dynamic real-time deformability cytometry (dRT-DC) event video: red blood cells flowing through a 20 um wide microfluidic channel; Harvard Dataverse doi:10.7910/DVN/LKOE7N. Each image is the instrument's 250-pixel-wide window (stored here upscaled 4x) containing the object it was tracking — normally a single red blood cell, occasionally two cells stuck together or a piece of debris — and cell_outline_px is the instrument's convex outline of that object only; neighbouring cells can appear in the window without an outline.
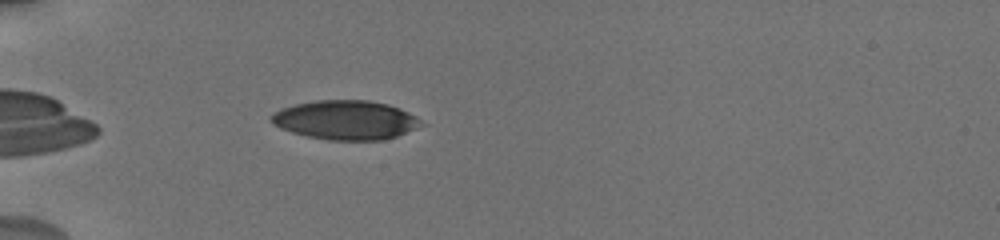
{"species": "human", "species_latin": "Homo sapiens", "temperature_condition": "cold", "stored_images_in_passage": 4, "camera_frame_rate_fps": 3000, "um_per_image_px": 0.085, "donor": {"sex": "male"}, "frame": {"image": 1, "passage_image": 2, "time_ms": 0.667, "image_size_px": [1000, 240], "cell_outline_px": [[428, 124], [396, 136], [384, 140], [328, 140], [308, 136], [292, 132], [280, 128], [272, 124], [268, 120], [268, 116], [272, 112], [280, 108], [296, 104], [316, 100], [368, 100], [388, 104], [400, 108], [416, 116]], "centroid_in_image_um": [29.37, 10.2], "position_along_channel_um": 55.6, "area_um2": 34.68}}